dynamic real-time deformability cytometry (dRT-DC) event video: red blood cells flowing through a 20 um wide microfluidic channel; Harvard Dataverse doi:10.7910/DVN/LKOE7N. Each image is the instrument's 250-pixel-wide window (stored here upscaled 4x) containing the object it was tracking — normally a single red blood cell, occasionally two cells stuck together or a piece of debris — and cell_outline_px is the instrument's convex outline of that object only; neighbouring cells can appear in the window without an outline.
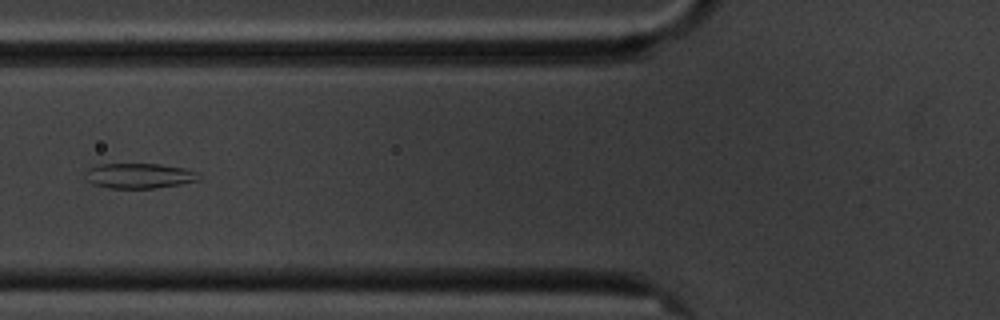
{"species": "common noctule bat (a hibernating species)", "species_latin": "Nyctalus noctula", "temperature_condition": "cold", "stored_images_in_passage": 9, "camera_frame_rate_fps": 3000, "um_per_image_px": 0.085, "animal": {"sex": "male", "body_mass_g": 20.1, "forearm_length_mm": 53.5}, "frame": {"image": 1, "passage_image": 6, "time_ms": 5.667, "image_size_px": [1000, 320], "cell_outline_px": [[200, 180], [180, 184], [156, 188], [108, 188], [92, 184], [84, 180], [84, 172], [88, 168], [100, 164], [160, 164], [184, 168], [196, 172], [200, 176]], "centroid_in_image_um": [11.77, 14.94], "position_along_channel_um": 114.0, "area_um2": 16.82}}
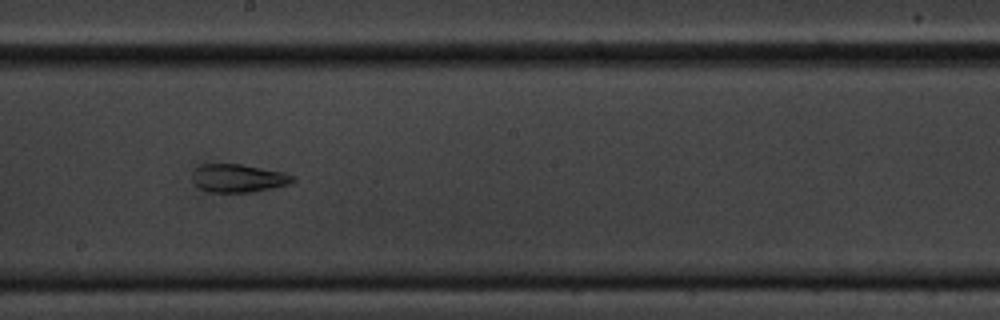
{"frame": {"image": 2, "passage_image": 9, "time_ms": 9.0, "image_size_px": [1000, 320], "cell_outline_px": [[296, 180], [288, 184], [272, 188], [252, 192], [208, 192], [200, 188], [192, 180], [192, 176], [196, 168], [200, 164], [244, 164], [284, 172], [296, 176]], "centroid_in_image_um": [20.28, 15.14], "position_along_channel_um": 227.9, "area_um2": 16.59}}